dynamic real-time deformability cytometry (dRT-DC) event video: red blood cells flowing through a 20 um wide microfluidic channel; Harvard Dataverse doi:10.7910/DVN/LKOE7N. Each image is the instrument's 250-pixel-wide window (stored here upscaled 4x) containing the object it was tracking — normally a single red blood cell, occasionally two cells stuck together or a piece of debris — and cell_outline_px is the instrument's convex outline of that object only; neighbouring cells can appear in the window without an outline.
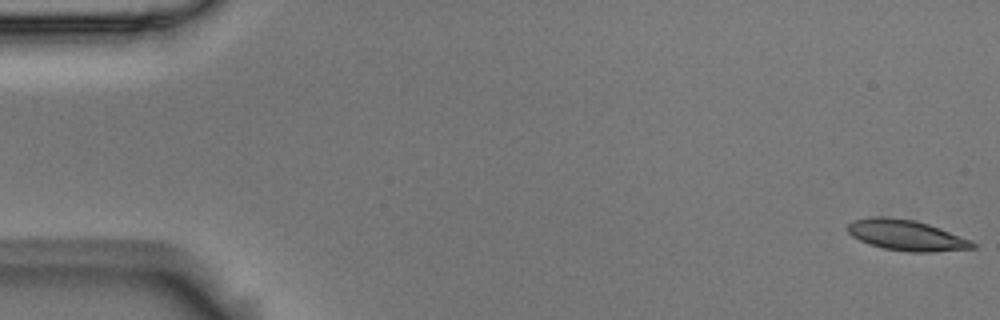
{"species": "Egyptian fruit bat (a non-hibernating species)", "species_latin": "Rousettus aegyptiacus", "temperature_condition": "room temperature", "stored_images_in_passage": 55, "camera_frame_rate_fps": 3000, "um_per_image_px": 0.085, "animal": {"sex": "male"}, "frame": {"image": 1, "passage_image": 1, "time_ms": 0.0, "image_size_px": [1000, 320], "cell_outline_px": [[976, 248], [932, 252], [908, 252], [884, 248], [868, 244], [852, 236], [848, 232], [848, 224], [852, 220], [868, 216], [888, 216], [912, 220], [928, 224], [940, 228], [972, 240], [976, 244]], "centroid_in_image_um": [77.03, 19.99], "position_along_channel_um": 8.0, "area_um2": 22.48}}
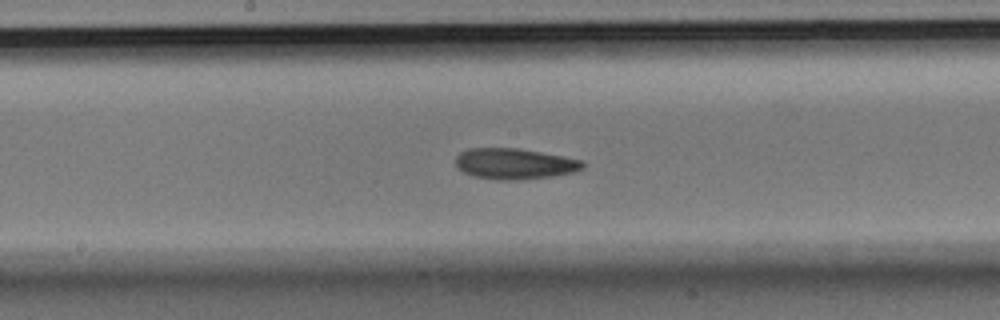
{"frame": {"image": 2, "passage_image": 28, "time_ms": 9.0, "image_size_px": [1000, 320], "cell_outline_px": [[584, 168], [576, 172], [552, 176], [516, 180], [496, 180], [472, 176], [464, 172], [456, 164], [456, 156], [460, 152], [468, 148], [516, 148], [540, 152], [584, 160]], "centroid_in_image_um": [43.75, 13.92], "position_along_channel_um": 204.5, "area_um2": 22.89}}
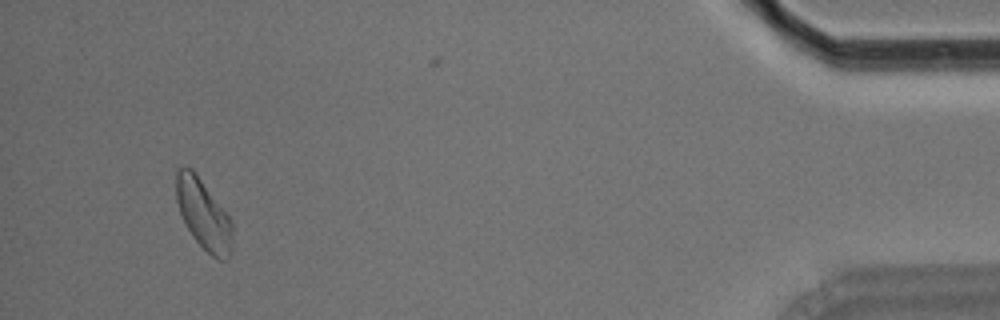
{"frame": {"image": 3, "passage_image": 51, "time_ms": 16.667, "image_size_px": [1000, 320], "cell_outline_px": [[232, 252], [228, 260], [216, 260], [192, 236], [180, 212], [176, 200], [176, 172], [180, 168], [192, 168], [196, 172], [228, 216], [232, 224]], "centroid_in_image_um": [17.31, 18.25], "position_along_channel_um": 417.9, "area_um2": 22.72}, "authors_computed_cell_mechanics": {"area_um2": 22.4842, "velocity_mm_per_s": 3.7221, "shape_relaxation_time_tau1_ms": 6.5612, "shape_relaxation_time_tau2_ms": 5.0556, "deformation_change_tau1": 0.128, "deformation_change_tau2": 0.1083}}